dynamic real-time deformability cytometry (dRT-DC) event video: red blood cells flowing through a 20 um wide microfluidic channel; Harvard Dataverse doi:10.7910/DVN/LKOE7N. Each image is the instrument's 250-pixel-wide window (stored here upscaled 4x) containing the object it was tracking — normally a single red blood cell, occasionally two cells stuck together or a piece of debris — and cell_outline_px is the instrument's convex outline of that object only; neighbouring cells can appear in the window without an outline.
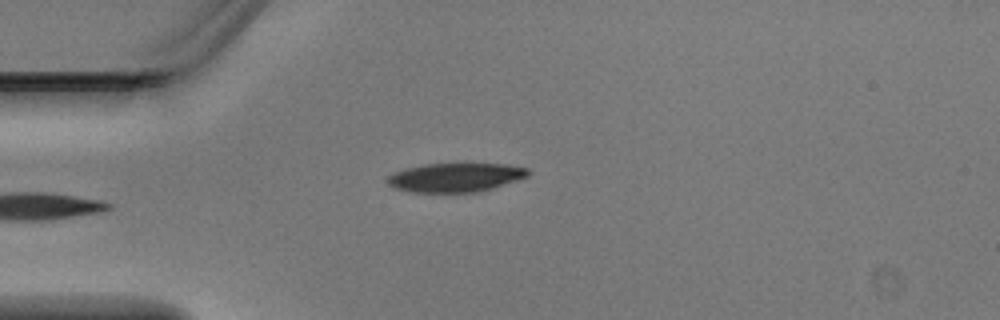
{"species": "Egyptian fruit bat (a non-hibernating species)", "species_latin": "Rousettus aegyptiacus", "temperature_condition": "warm", "stored_images_in_passage": 5, "camera_frame_rate_fps": 3000, "um_per_image_px": 0.085, "animal": {"sex": "male"}, "frame": {"image": 1, "passage_image": 4, "time_ms": 1.0, "image_size_px": [1000, 320], "cell_outline_px": [[532, 172], [528, 176], [492, 188], [476, 192], [412, 192], [396, 188], [388, 184], [388, 176], [404, 168], [424, 164], [508, 164], [528, 168]], "centroid_in_image_um": [38.74, 15.07], "position_along_channel_um": 46.3, "area_um2": 23.52}}